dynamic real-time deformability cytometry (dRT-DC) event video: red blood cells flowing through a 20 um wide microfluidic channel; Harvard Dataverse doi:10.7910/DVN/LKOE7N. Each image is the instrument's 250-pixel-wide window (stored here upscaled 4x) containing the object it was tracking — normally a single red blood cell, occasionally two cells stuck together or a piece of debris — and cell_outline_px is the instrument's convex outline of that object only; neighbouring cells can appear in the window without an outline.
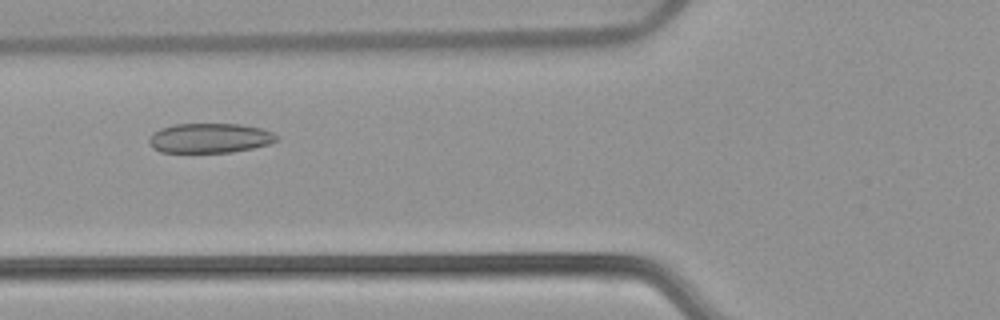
{"species": "common noctule bat (a hibernating species)", "species_latin": "Nyctalus noctula", "temperature_condition": "warm", "stored_images_in_passage": 50, "camera_frame_rate_fps": 3000, "um_per_image_px": 0.085, "animal": {"sex": "female", "body_mass_g": 22.7, "forearm_length_mm": 54.2}, "frame": {"image": 1, "passage_image": 18, "time_ms": 5.667, "image_size_px": [1000, 320], "cell_outline_px": [[280, 140], [268, 144], [252, 148], [232, 152], [160, 152], [152, 148], [148, 144], [148, 140], [152, 132], [160, 128], [172, 124], [240, 124], [260, 128], [272, 132], [280, 136]], "centroid_in_image_um": [17.81, 11.73], "position_along_channel_um": 108.0, "area_um2": 22.31}}
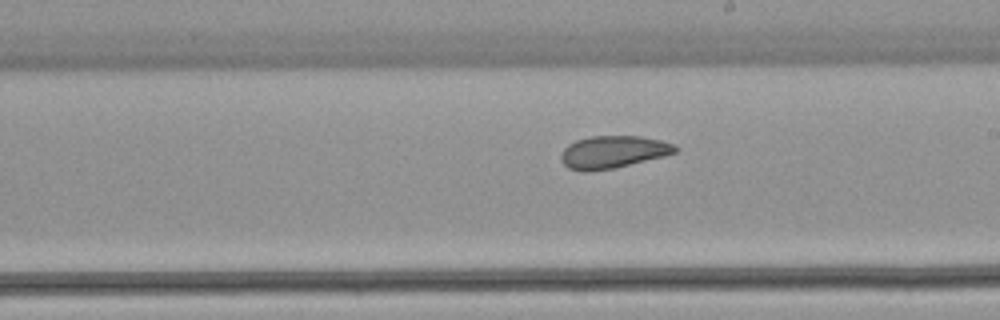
{"frame": {"image": 2, "passage_image": 28, "time_ms": 9.0, "image_size_px": [1000, 320], "cell_outline_px": [[680, 148], [676, 152], [664, 156], [612, 168], [584, 172], [568, 168], [560, 160], [560, 156], [564, 148], [568, 144], [576, 140], [592, 136], [640, 136], [660, 140], [672, 144]], "centroid_in_image_um": [52.08, 12.91], "position_along_channel_um": 236.9, "area_um2": 21.44}}
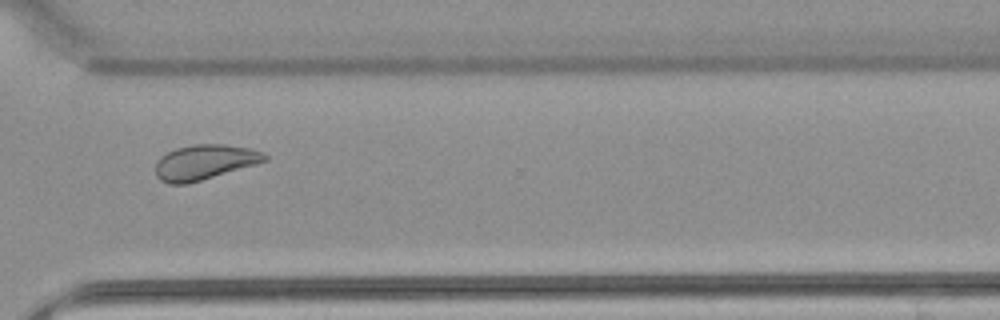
{"frame": {"image": 3, "passage_image": 37, "time_ms": 12.0, "image_size_px": [1000, 320], "cell_outline_px": [[268, 160], [256, 164], [188, 184], [168, 184], [160, 180], [156, 176], [156, 160], [160, 156], [176, 148], [192, 144], [224, 144], [252, 148], [264, 152], [268, 156]], "centroid_in_image_um": [17.39, 13.78], "position_along_channel_um": 353.2, "area_um2": 22.48}, "authors_computed_cell_mechanics": {"area_um2": 23.8714, "velocity_mm_per_s": 3.8695, "shape_relaxation_time_tau1_ms": 7.7195, "shape_relaxation_time_tau2_ms": 1.927, "deformation_change_tau1": 0.142, "deformation_change_tau2": 0.0789}}